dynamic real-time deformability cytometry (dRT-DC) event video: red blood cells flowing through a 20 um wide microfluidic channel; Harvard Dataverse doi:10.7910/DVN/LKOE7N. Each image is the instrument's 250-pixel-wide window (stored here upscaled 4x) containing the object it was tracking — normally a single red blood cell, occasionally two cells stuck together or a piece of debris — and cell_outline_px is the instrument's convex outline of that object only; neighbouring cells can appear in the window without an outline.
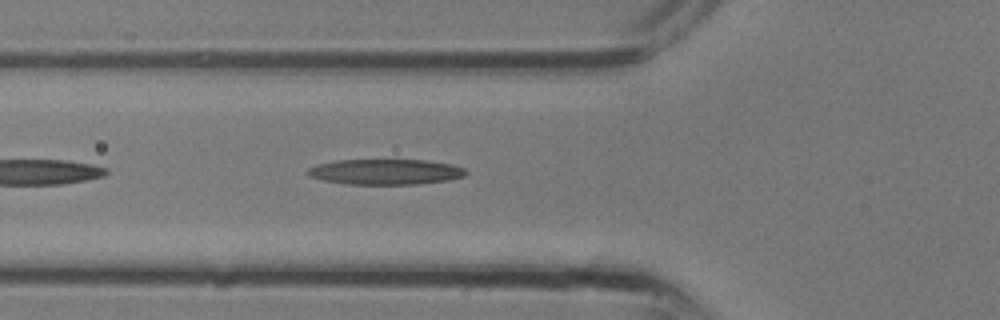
{"species": "common noctule bat (a hibernating species)", "species_latin": "Nyctalus noctula", "temperature_condition": "room temperature", "stored_images_in_passage": 8, "camera_frame_rate_fps": 3000, "um_per_image_px": 0.085, "animal": {"sex": "male", "body_mass_g": 13.3}, "frame": {"image": 1, "passage_image": 6, "time_ms": 1.667, "image_size_px": [1000, 320], "cell_outline_px": [[468, 172], [464, 176], [448, 180], [416, 184], [344, 184], [324, 180], [308, 176], [304, 172], [308, 168], [316, 164], [336, 160], [424, 160], [452, 164], [464, 168]], "centroid_in_image_um": [32.72, 14.6], "position_along_channel_um": 93.1, "area_um2": 23.58}}
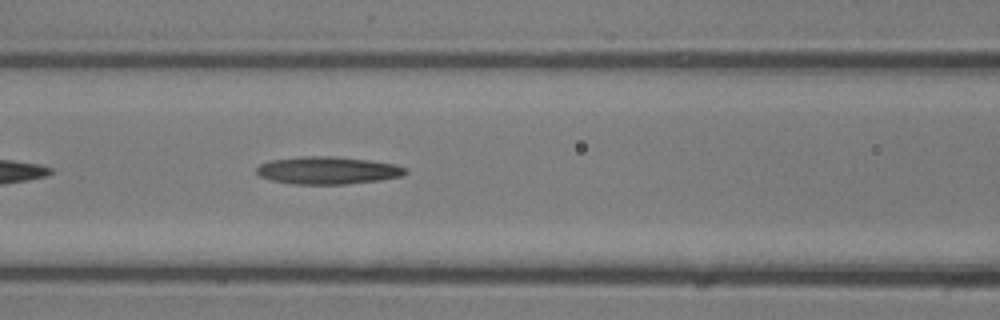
{"frame": {"image": 2, "passage_image": 8, "time_ms": 2.333, "image_size_px": [1000, 320], "cell_outline_px": [[408, 172], [404, 176], [380, 180], [344, 184], [292, 184], [272, 180], [260, 176], [256, 172], [256, 168], [260, 164], [268, 160], [300, 156], [336, 156], [368, 160], [396, 164], [408, 168]], "centroid_in_image_um": [27.88, 14.47], "position_along_channel_um": 138.7, "area_um2": 24.16}}